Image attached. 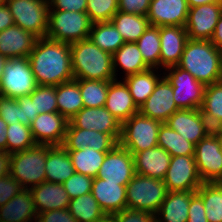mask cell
Masks as SVG:
<instances>
[{"instance_id":"cell-14","label":"cell","mask_w":222,"mask_h":222,"mask_svg":"<svg viewBox=\"0 0 222 222\" xmlns=\"http://www.w3.org/2000/svg\"><path fill=\"white\" fill-rule=\"evenodd\" d=\"M222 13V2L190 7L185 25L188 39L211 40Z\"/></svg>"},{"instance_id":"cell-5","label":"cell","mask_w":222,"mask_h":222,"mask_svg":"<svg viewBox=\"0 0 222 222\" xmlns=\"http://www.w3.org/2000/svg\"><path fill=\"white\" fill-rule=\"evenodd\" d=\"M92 22L86 12L49 10L46 37L64 43H74L90 36Z\"/></svg>"},{"instance_id":"cell-11","label":"cell","mask_w":222,"mask_h":222,"mask_svg":"<svg viewBox=\"0 0 222 222\" xmlns=\"http://www.w3.org/2000/svg\"><path fill=\"white\" fill-rule=\"evenodd\" d=\"M194 157L203 183L219 182L222 179V146L216 130L195 145Z\"/></svg>"},{"instance_id":"cell-16","label":"cell","mask_w":222,"mask_h":222,"mask_svg":"<svg viewBox=\"0 0 222 222\" xmlns=\"http://www.w3.org/2000/svg\"><path fill=\"white\" fill-rule=\"evenodd\" d=\"M69 122L75 128L111 134L118 142L121 137L122 124L105 107H83Z\"/></svg>"},{"instance_id":"cell-34","label":"cell","mask_w":222,"mask_h":222,"mask_svg":"<svg viewBox=\"0 0 222 222\" xmlns=\"http://www.w3.org/2000/svg\"><path fill=\"white\" fill-rule=\"evenodd\" d=\"M89 39L101 50L112 55L125 43L111 21L92 23Z\"/></svg>"},{"instance_id":"cell-52","label":"cell","mask_w":222,"mask_h":222,"mask_svg":"<svg viewBox=\"0 0 222 222\" xmlns=\"http://www.w3.org/2000/svg\"><path fill=\"white\" fill-rule=\"evenodd\" d=\"M87 0H49V10L86 12Z\"/></svg>"},{"instance_id":"cell-48","label":"cell","mask_w":222,"mask_h":222,"mask_svg":"<svg viewBox=\"0 0 222 222\" xmlns=\"http://www.w3.org/2000/svg\"><path fill=\"white\" fill-rule=\"evenodd\" d=\"M114 215L117 222H156L155 215L147 211L125 208Z\"/></svg>"},{"instance_id":"cell-50","label":"cell","mask_w":222,"mask_h":222,"mask_svg":"<svg viewBox=\"0 0 222 222\" xmlns=\"http://www.w3.org/2000/svg\"><path fill=\"white\" fill-rule=\"evenodd\" d=\"M202 198L196 193L190 200L187 222H208Z\"/></svg>"},{"instance_id":"cell-47","label":"cell","mask_w":222,"mask_h":222,"mask_svg":"<svg viewBox=\"0 0 222 222\" xmlns=\"http://www.w3.org/2000/svg\"><path fill=\"white\" fill-rule=\"evenodd\" d=\"M23 189L24 188L20 182L13 178L10 174L0 178V207L6 204Z\"/></svg>"},{"instance_id":"cell-33","label":"cell","mask_w":222,"mask_h":222,"mask_svg":"<svg viewBox=\"0 0 222 222\" xmlns=\"http://www.w3.org/2000/svg\"><path fill=\"white\" fill-rule=\"evenodd\" d=\"M200 111L213 130L222 124V81L206 85Z\"/></svg>"},{"instance_id":"cell-24","label":"cell","mask_w":222,"mask_h":222,"mask_svg":"<svg viewBox=\"0 0 222 222\" xmlns=\"http://www.w3.org/2000/svg\"><path fill=\"white\" fill-rule=\"evenodd\" d=\"M171 157L160 146L143 150L134 155L135 171L143 176L164 180Z\"/></svg>"},{"instance_id":"cell-42","label":"cell","mask_w":222,"mask_h":222,"mask_svg":"<svg viewBox=\"0 0 222 222\" xmlns=\"http://www.w3.org/2000/svg\"><path fill=\"white\" fill-rule=\"evenodd\" d=\"M36 145L30 126L22 123L8 124L7 126V152L12 154L27 150Z\"/></svg>"},{"instance_id":"cell-30","label":"cell","mask_w":222,"mask_h":222,"mask_svg":"<svg viewBox=\"0 0 222 222\" xmlns=\"http://www.w3.org/2000/svg\"><path fill=\"white\" fill-rule=\"evenodd\" d=\"M113 71L116 79L118 68L123 69L124 77L144 72L150 67L144 62L142 54L138 49L136 42H125L113 55Z\"/></svg>"},{"instance_id":"cell-46","label":"cell","mask_w":222,"mask_h":222,"mask_svg":"<svg viewBox=\"0 0 222 222\" xmlns=\"http://www.w3.org/2000/svg\"><path fill=\"white\" fill-rule=\"evenodd\" d=\"M0 117L7 124L21 123V106L15 98L0 96Z\"/></svg>"},{"instance_id":"cell-62","label":"cell","mask_w":222,"mask_h":222,"mask_svg":"<svg viewBox=\"0 0 222 222\" xmlns=\"http://www.w3.org/2000/svg\"><path fill=\"white\" fill-rule=\"evenodd\" d=\"M220 57H221V63H222V48H220Z\"/></svg>"},{"instance_id":"cell-28","label":"cell","mask_w":222,"mask_h":222,"mask_svg":"<svg viewBox=\"0 0 222 222\" xmlns=\"http://www.w3.org/2000/svg\"><path fill=\"white\" fill-rule=\"evenodd\" d=\"M196 191L168 192L155 214L156 222H187L188 208Z\"/></svg>"},{"instance_id":"cell-36","label":"cell","mask_w":222,"mask_h":222,"mask_svg":"<svg viewBox=\"0 0 222 222\" xmlns=\"http://www.w3.org/2000/svg\"><path fill=\"white\" fill-rule=\"evenodd\" d=\"M75 173L96 178L107 152H99L93 148L68 150Z\"/></svg>"},{"instance_id":"cell-9","label":"cell","mask_w":222,"mask_h":222,"mask_svg":"<svg viewBox=\"0 0 222 222\" xmlns=\"http://www.w3.org/2000/svg\"><path fill=\"white\" fill-rule=\"evenodd\" d=\"M36 87L28 57L7 59L0 82V96L16 99L29 95Z\"/></svg>"},{"instance_id":"cell-58","label":"cell","mask_w":222,"mask_h":222,"mask_svg":"<svg viewBox=\"0 0 222 222\" xmlns=\"http://www.w3.org/2000/svg\"><path fill=\"white\" fill-rule=\"evenodd\" d=\"M189 8L190 7H196L204 4H210V3H218L222 2V0H187Z\"/></svg>"},{"instance_id":"cell-44","label":"cell","mask_w":222,"mask_h":222,"mask_svg":"<svg viewBox=\"0 0 222 222\" xmlns=\"http://www.w3.org/2000/svg\"><path fill=\"white\" fill-rule=\"evenodd\" d=\"M86 13L92 23L110 22L119 11L118 0H87Z\"/></svg>"},{"instance_id":"cell-59","label":"cell","mask_w":222,"mask_h":222,"mask_svg":"<svg viewBox=\"0 0 222 222\" xmlns=\"http://www.w3.org/2000/svg\"><path fill=\"white\" fill-rule=\"evenodd\" d=\"M96 222H117V219L114 214H104Z\"/></svg>"},{"instance_id":"cell-26","label":"cell","mask_w":222,"mask_h":222,"mask_svg":"<svg viewBox=\"0 0 222 222\" xmlns=\"http://www.w3.org/2000/svg\"><path fill=\"white\" fill-rule=\"evenodd\" d=\"M39 213L68 209L70 199L62 183L42 182L29 189Z\"/></svg>"},{"instance_id":"cell-56","label":"cell","mask_w":222,"mask_h":222,"mask_svg":"<svg viewBox=\"0 0 222 222\" xmlns=\"http://www.w3.org/2000/svg\"><path fill=\"white\" fill-rule=\"evenodd\" d=\"M217 48H222V13L216 24L213 37L210 40Z\"/></svg>"},{"instance_id":"cell-10","label":"cell","mask_w":222,"mask_h":222,"mask_svg":"<svg viewBox=\"0 0 222 222\" xmlns=\"http://www.w3.org/2000/svg\"><path fill=\"white\" fill-rule=\"evenodd\" d=\"M165 71L163 76L173 87V99L177 107L179 109H200L206 85L178 66L168 67Z\"/></svg>"},{"instance_id":"cell-19","label":"cell","mask_w":222,"mask_h":222,"mask_svg":"<svg viewBox=\"0 0 222 222\" xmlns=\"http://www.w3.org/2000/svg\"><path fill=\"white\" fill-rule=\"evenodd\" d=\"M118 143L111 134L75 128L68 122L62 146L66 150H80L89 147L99 152H109Z\"/></svg>"},{"instance_id":"cell-61","label":"cell","mask_w":222,"mask_h":222,"mask_svg":"<svg viewBox=\"0 0 222 222\" xmlns=\"http://www.w3.org/2000/svg\"><path fill=\"white\" fill-rule=\"evenodd\" d=\"M218 135H222V124L216 129Z\"/></svg>"},{"instance_id":"cell-21","label":"cell","mask_w":222,"mask_h":222,"mask_svg":"<svg viewBox=\"0 0 222 222\" xmlns=\"http://www.w3.org/2000/svg\"><path fill=\"white\" fill-rule=\"evenodd\" d=\"M187 40L185 27L160 26V71L179 64Z\"/></svg>"},{"instance_id":"cell-27","label":"cell","mask_w":222,"mask_h":222,"mask_svg":"<svg viewBox=\"0 0 222 222\" xmlns=\"http://www.w3.org/2000/svg\"><path fill=\"white\" fill-rule=\"evenodd\" d=\"M38 212L29 189H23L0 207V222L37 221Z\"/></svg>"},{"instance_id":"cell-15","label":"cell","mask_w":222,"mask_h":222,"mask_svg":"<svg viewBox=\"0 0 222 222\" xmlns=\"http://www.w3.org/2000/svg\"><path fill=\"white\" fill-rule=\"evenodd\" d=\"M165 123L195 145L213 131L200 109H179Z\"/></svg>"},{"instance_id":"cell-37","label":"cell","mask_w":222,"mask_h":222,"mask_svg":"<svg viewBox=\"0 0 222 222\" xmlns=\"http://www.w3.org/2000/svg\"><path fill=\"white\" fill-rule=\"evenodd\" d=\"M157 138L158 146L164 148L171 156L195 155V144L186 140L166 123L161 124Z\"/></svg>"},{"instance_id":"cell-38","label":"cell","mask_w":222,"mask_h":222,"mask_svg":"<svg viewBox=\"0 0 222 222\" xmlns=\"http://www.w3.org/2000/svg\"><path fill=\"white\" fill-rule=\"evenodd\" d=\"M144 62L150 68H160V27L149 25L145 32L136 41Z\"/></svg>"},{"instance_id":"cell-32","label":"cell","mask_w":222,"mask_h":222,"mask_svg":"<svg viewBox=\"0 0 222 222\" xmlns=\"http://www.w3.org/2000/svg\"><path fill=\"white\" fill-rule=\"evenodd\" d=\"M56 100L58 112L68 121L73 118L84 107L79 88V79H73L57 85Z\"/></svg>"},{"instance_id":"cell-8","label":"cell","mask_w":222,"mask_h":222,"mask_svg":"<svg viewBox=\"0 0 222 222\" xmlns=\"http://www.w3.org/2000/svg\"><path fill=\"white\" fill-rule=\"evenodd\" d=\"M10 9L15 25L33 33L38 38L46 37L48 32L49 1L46 0H9L5 1Z\"/></svg>"},{"instance_id":"cell-40","label":"cell","mask_w":222,"mask_h":222,"mask_svg":"<svg viewBox=\"0 0 222 222\" xmlns=\"http://www.w3.org/2000/svg\"><path fill=\"white\" fill-rule=\"evenodd\" d=\"M68 211L77 222H96L105 214L91 192L70 199Z\"/></svg>"},{"instance_id":"cell-51","label":"cell","mask_w":222,"mask_h":222,"mask_svg":"<svg viewBox=\"0 0 222 222\" xmlns=\"http://www.w3.org/2000/svg\"><path fill=\"white\" fill-rule=\"evenodd\" d=\"M19 106H21L22 119L21 123L26 126H31V123L38 116L39 113H35L34 101L31 99V95L16 98Z\"/></svg>"},{"instance_id":"cell-20","label":"cell","mask_w":222,"mask_h":222,"mask_svg":"<svg viewBox=\"0 0 222 222\" xmlns=\"http://www.w3.org/2000/svg\"><path fill=\"white\" fill-rule=\"evenodd\" d=\"M189 12L187 0H151L147 18L153 26L185 27Z\"/></svg>"},{"instance_id":"cell-3","label":"cell","mask_w":222,"mask_h":222,"mask_svg":"<svg viewBox=\"0 0 222 222\" xmlns=\"http://www.w3.org/2000/svg\"><path fill=\"white\" fill-rule=\"evenodd\" d=\"M74 79L113 81L112 54L101 50L89 38L70 44Z\"/></svg>"},{"instance_id":"cell-54","label":"cell","mask_w":222,"mask_h":222,"mask_svg":"<svg viewBox=\"0 0 222 222\" xmlns=\"http://www.w3.org/2000/svg\"><path fill=\"white\" fill-rule=\"evenodd\" d=\"M15 25L10 9L5 2H0V32Z\"/></svg>"},{"instance_id":"cell-23","label":"cell","mask_w":222,"mask_h":222,"mask_svg":"<svg viewBox=\"0 0 222 222\" xmlns=\"http://www.w3.org/2000/svg\"><path fill=\"white\" fill-rule=\"evenodd\" d=\"M38 37L17 25L0 32V55L7 59L28 57Z\"/></svg>"},{"instance_id":"cell-45","label":"cell","mask_w":222,"mask_h":222,"mask_svg":"<svg viewBox=\"0 0 222 222\" xmlns=\"http://www.w3.org/2000/svg\"><path fill=\"white\" fill-rule=\"evenodd\" d=\"M93 179L90 176L74 173L63 184L69 199L79 197L92 191Z\"/></svg>"},{"instance_id":"cell-18","label":"cell","mask_w":222,"mask_h":222,"mask_svg":"<svg viewBox=\"0 0 222 222\" xmlns=\"http://www.w3.org/2000/svg\"><path fill=\"white\" fill-rule=\"evenodd\" d=\"M179 108L173 99V87L163 76L156 84L153 93L139 107V112L148 118L165 123Z\"/></svg>"},{"instance_id":"cell-35","label":"cell","mask_w":222,"mask_h":222,"mask_svg":"<svg viewBox=\"0 0 222 222\" xmlns=\"http://www.w3.org/2000/svg\"><path fill=\"white\" fill-rule=\"evenodd\" d=\"M125 42H136L149 27L147 16L118 11L111 19Z\"/></svg>"},{"instance_id":"cell-53","label":"cell","mask_w":222,"mask_h":222,"mask_svg":"<svg viewBox=\"0 0 222 222\" xmlns=\"http://www.w3.org/2000/svg\"><path fill=\"white\" fill-rule=\"evenodd\" d=\"M37 222H77L68 209L51 210L37 215Z\"/></svg>"},{"instance_id":"cell-2","label":"cell","mask_w":222,"mask_h":222,"mask_svg":"<svg viewBox=\"0 0 222 222\" xmlns=\"http://www.w3.org/2000/svg\"><path fill=\"white\" fill-rule=\"evenodd\" d=\"M177 66L205 85L222 81L220 49L210 40L188 39Z\"/></svg>"},{"instance_id":"cell-49","label":"cell","mask_w":222,"mask_h":222,"mask_svg":"<svg viewBox=\"0 0 222 222\" xmlns=\"http://www.w3.org/2000/svg\"><path fill=\"white\" fill-rule=\"evenodd\" d=\"M151 0H118V10L124 13L147 16Z\"/></svg>"},{"instance_id":"cell-25","label":"cell","mask_w":222,"mask_h":222,"mask_svg":"<svg viewBox=\"0 0 222 222\" xmlns=\"http://www.w3.org/2000/svg\"><path fill=\"white\" fill-rule=\"evenodd\" d=\"M104 107L119 120L121 124L139 112V108L133 102L128 86L124 81H118L117 79L109 83Z\"/></svg>"},{"instance_id":"cell-17","label":"cell","mask_w":222,"mask_h":222,"mask_svg":"<svg viewBox=\"0 0 222 222\" xmlns=\"http://www.w3.org/2000/svg\"><path fill=\"white\" fill-rule=\"evenodd\" d=\"M68 120L59 112L42 113L31 123V132L36 144L62 146Z\"/></svg>"},{"instance_id":"cell-4","label":"cell","mask_w":222,"mask_h":222,"mask_svg":"<svg viewBox=\"0 0 222 222\" xmlns=\"http://www.w3.org/2000/svg\"><path fill=\"white\" fill-rule=\"evenodd\" d=\"M45 165L46 145L36 144L27 150L11 154L9 174L24 189H30L46 181Z\"/></svg>"},{"instance_id":"cell-39","label":"cell","mask_w":222,"mask_h":222,"mask_svg":"<svg viewBox=\"0 0 222 222\" xmlns=\"http://www.w3.org/2000/svg\"><path fill=\"white\" fill-rule=\"evenodd\" d=\"M196 193L202 198L208 222H222V186L219 182L202 183Z\"/></svg>"},{"instance_id":"cell-60","label":"cell","mask_w":222,"mask_h":222,"mask_svg":"<svg viewBox=\"0 0 222 222\" xmlns=\"http://www.w3.org/2000/svg\"><path fill=\"white\" fill-rule=\"evenodd\" d=\"M7 61V58H5L4 56L0 55V82H1V78L3 76V72H4V67H5V62Z\"/></svg>"},{"instance_id":"cell-7","label":"cell","mask_w":222,"mask_h":222,"mask_svg":"<svg viewBox=\"0 0 222 222\" xmlns=\"http://www.w3.org/2000/svg\"><path fill=\"white\" fill-rule=\"evenodd\" d=\"M162 122L148 118L140 112L124 121L119 144L134 156L136 153L158 146V131Z\"/></svg>"},{"instance_id":"cell-1","label":"cell","mask_w":222,"mask_h":222,"mask_svg":"<svg viewBox=\"0 0 222 222\" xmlns=\"http://www.w3.org/2000/svg\"><path fill=\"white\" fill-rule=\"evenodd\" d=\"M28 59L37 85L57 86L74 79L69 43L38 38Z\"/></svg>"},{"instance_id":"cell-41","label":"cell","mask_w":222,"mask_h":222,"mask_svg":"<svg viewBox=\"0 0 222 222\" xmlns=\"http://www.w3.org/2000/svg\"><path fill=\"white\" fill-rule=\"evenodd\" d=\"M111 81L79 79V88L84 107H104Z\"/></svg>"},{"instance_id":"cell-13","label":"cell","mask_w":222,"mask_h":222,"mask_svg":"<svg viewBox=\"0 0 222 222\" xmlns=\"http://www.w3.org/2000/svg\"><path fill=\"white\" fill-rule=\"evenodd\" d=\"M135 174L134 156L118 143L106 153L97 178L126 186Z\"/></svg>"},{"instance_id":"cell-22","label":"cell","mask_w":222,"mask_h":222,"mask_svg":"<svg viewBox=\"0 0 222 222\" xmlns=\"http://www.w3.org/2000/svg\"><path fill=\"white\" fill-rule=\"evenodd\" d=\"M91 193L105 214H116L127 208L126 186L121 185V182H107L96 177Z\"/></svg>"},{"instance_id":"cell-29","label":"cell","mask_w":222,"mask_h":222,"mask_svg":"<svg viewBox=\"0 0 222 222\" xmlns=\"http://www.w3.org/2000/svg\"><path fill=\"white\" fill-rule=\"evenodd\" d=\"M46 182L64 183L75 173L68 150L46 145Z\"/></svg>"},{"instance_id":"cell-6","label":"cell","mask_w":222,"mask_h":222,"mask_svg":"<svg viewBox=\"0 0 222 222\" xmlns=\"http://www.w3.org/2000/svg\"><path fill=\"white\" fill-rule=\"evenodd\" d=\"M167 193L163 180L136 173L126 185L127 208L147 211L155 215Z\"/></svg>"},{"instance_id":"cell-55","label":"cell","mask_w":222,"mask_h":222,"mask_svg":"<svg viewBox=\"0 0 222 222\" xmlns=\"http://www.w3.org/2000/svg\"><path fill=\"white\" fill-rule=\"evenodd\" d=\"M11 154L8 152H0V178L9 175Z\"/></svg>"},{"instance_id":"cell-12","label":"cell","mask_w":222,"mask_h":222,"mask_svg":"<svg viewBox=\"0 0 222 222\" xmlns=\"http://www.w3.org/2000/svg\"><path fill=\"white\" fill-rule=\"evenodd\" d=\"M163 181L168 192L197 191L203 182L194 155L172 156Z\"/></svg>"},{"instance_id":"cell-63","label":"cell","mask_w":222,"mask_h":222,"mask_svg":"<svg viewBox=\"0 0 222 222\" xmlns=\"http://www.w3.org/2000/svg\"><path fill=\"white\" fill-rule=\"evenodd\" d=\"M220 139H221V146H222V135H219Z\"/></svg>"},{"instance_id":"cell-43","label":"cell","mask_w":222,"mask_h":222,"mask_svg":"<svg viewBox=\"0 0 222 222\" xmlns=\"http://www.w3.org/2000/svg\"><path fill=\"white\" fill-rule=\"evenodd\" d=\"M30 95L32 101H34L35 113L58 112L56 86L37 85Z\"/></svg>"},{"instance_id":"cell-57","label":"cell","mask_w":222,"mask_h":222,"mask_svg":"<svg viewBox=\"0 0 222 222\" xmlns=\"http://www.w3.org/2000/svg\"><path fill=\"white\" fill-rule=\"evenodd\" d=\"M7 126L8 124L0 117V152H7Z\"/></svg>"},{"instance_id":"cell-31","label":"cell","mask_w":222,"mask_h":222,"mask_svg":"<svg viewBox=\"0 0 222 222\" xmlns=\"http://www.w3.org/2000/svg\"><path fill=\"white\" fill-rule=\"evenodd\" d=\"M158 72L156 68H150L123 78L122 81L128 86L133 102L138 108L153 93L156 84L163 77V74L158 75Z\"/></svg>"}]
</instances>
